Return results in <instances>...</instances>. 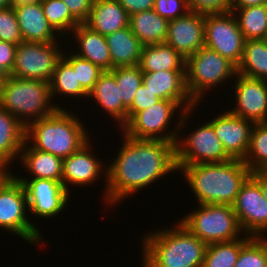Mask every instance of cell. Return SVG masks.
I'll return each mask as SVG.
<instances>
[{
	"label": "cell",
	"mask_w": 267,
	"mask_h": 267,
	"mask_svg": "<svg viewBox=\"0 0 267 267\" xmlns=\"http://www.w3.org/2000/svg\"><path fill=\"white\" fill-rule=\"evenodd\" d=\"M236 74L234 63L206 46L185 59L186 86L196 103H200L206 91Z\"/></svg>",
	"instance_id": "obj_8"
},
{
	"label": "cell",
	"mask_w": 267,
	"mask_h": 267,
	"mask_svg": "<svg viewBox=\"0 0 267 267\" xmlns=\"http://www.w3.org/2000/svg\"><path fill=\"white\" fill-rule=\"evenodd\" d=\"M11 0H0V9L10 7Z\"/></svg>",
	"instance_id": "obj_49"
},
{
	"label": "cell",
	"mask_w": 267,
	"mask_h": 267,
	"mask_svg": "<svg viewBox=\"0 0 267 267\" xmlns=\"http://www.w3.org/2000/svg\"><path fill=\"white\" fill-rule=\"evenodd\" d=\"M7 78L8 77H1L0 76V97L2 95V91H3V88H4V83H5V81H6Z\"/></svg>",
	"instance_id": "obj_50"
},
{
	"label": "cell",
	"mask_w": 267,
	"mask_h": 267,
	"mask_svg": "<svg viewBox=\"0 0 267 267\" xmlns=\"http://www.w3.org/2000/svg\"><path fill=\"white\" fill-rule=\"evenodd\" d=\"M190 11L202 14L231 12V0H188Z\"/></svg>",
	"instance_id": "obj_40"
},
{
	"label": "cell",
	"mask_w": 267,
	"mask_h": 267,
	"mask_svg": "<svg viewBox=\"0 0 267 267\" xmlns=\"http://www.w3.org/2000/svg\"><path fill=\"white\" fill-rule=\"evenodd\" d=\"M128 15L153 9L155 0H118Z\"/></svg>",
	"instance_id": "obj_44"
},
{
	"label": "cell",
	"mask_w": 267,
	"mask_h": 267,
	"mask_svg": "<svg viewBox=\"0 0 267 267\" xmlns=\"http://www.w3.org/2000/svg\"><path fill=\"white\" fill-rule=\"evenodd\" d=\"M62 57L72 66L73 70H76L77 82H80L81 87L89 93L104 71L75 53L71 52L68 56L63 53Z\"/></svg>",
	"instance_id": "obj_37"
},
{
	"label": "cell",
	"mask_w": 267,
	"mask_h": 267,
	"mask_svg": "<svg viewBox=\"0 0 267 267\" xmlns=\"http://www.w3.org/2000/svg\"><path fill=\"white\" fill-rule=\"evenodd\" d=\"M234 267H267V238L252 237L240 249Z\"/></svg>",
	"instance_id": "obj_36"
},
{
	"label": "cell",
	"mask_w": 267,
	"mask_h": 267,
	"mask_svg": "<svg viewBox=\"0 0 267 267\" xmlns=\"http://www.w3.org/2000/svg\"><path fill=\"white\" fill-rule=\"evenodd\" d=\"M26 127L0 105V159L9 166L20 157Z\"/></svg>",
	"instance_id": "obj_26"
},
{
	"label": "cell",
	"mask_w": 267,
	"mask_h": 267,
	"mask_svg": "<svg viewBox=\"0 0 267 267\" xmlns=\"http://www.w3.org/2000/svg\"><path fill=\"white\" fill-rule=\"evenodd\" d=\"M17 45L0 40V76L9 77L15 62Z\"/></svg>",
	"instance_id": "obj_42"
},
{
	"label": "cell",
	"mask_w": 267,
	"mask_h": 267,
	"mask_svg": "<svg viewBox=\"0 0 267 267\" xmlns=\"http://www.w3.org/2000/svg\"><path fill=\"white\" fill-rule=\"evenodd\" d=\"M51 99L49 82L9 76L4 83L0 105L26 127L30 122L63 109Z\"/></svg>",
	"instance_id": "obj_5"
},
{
	"label": "cell",
	"mask_w": 267,
	"mask_h": 267,
	"mask_svg": "<svg viewBox=\"0 0 267 267\" xmlns=\"http://www.w3.org/2000/svg\"><path fill=\"white\" fill-rule=\"evenodd\" d=\"M251 238L246 235L233 241L207 244L202 267H234L240 249Z\"/></svg>",
	"instance_id": "obj_31"
},
{
	"label": "cell",
	"mask_w": 267,
	"mask_h": 267,
	"mask_svg": "<svg viewBox=\"0 0 267 267\" xmlns=\"http://www.w3.org/2000/svg\"><path fill=\"white\" fill-rule=\"evenodd\" d=\"M70 13L80 22L84 23L91 12L94 0H62Z\"/></svg>",
	"instance_id": "obj_43"
},
{
	"label": "cell",
	"mask_w": 267,
	"mask_h": 267,
	"mask_svg": "<svg viewBox=\"0 0 267 267\" xmlns=\"http://www.w3.org/2000/svg\"><path fill=\"white\" fill-rule=\"evenodd\" d=\"M88 97L108 112L111 118L118 121L121 127L127 122V107L123 104L120 89L115 76L110 71H104L98 78Z\"/></svg>",
	"instance_id": "obj_22"
},
{
	"label": "cell",
	"mask_w": 267,
	"mask_h": 267,
	"mask_svg": "<svg viewBox=\"0 0 267 267\" xmlns=\"http://www.w3.org/2000/svg\"><path fill=\"white\" fill-rule=\"evenodd\" d=\"M236 77V106L229 112L253 123L267 122V80L250 78L239 73Z\"/></svg>",
	"instance_id": "obj_15"
},
{
	"label": "cell",
	"mask_w": 267,
	"mask_h": 267,
	"mask_svg": "<svg viewBox=\"0 0 267 267\" xmlns=\"http://www.w3.org/2000/svg\"><path fill=\"white\" fill-rule=\"evenodd\" d=\"M231 12H233L245 40L266 39L267 4L245 8H231Z\"/></svg>",
	"instance_id": "obj_30"
},
{
	"label": "cell",
	"mask_w": 267,
	"mask_h": 267,
	"mask_svg": "<svg viewBox=\"0 0 267 267\" xmlns=\"http://www.w3.org/2000/svg\"><path fill=\"white\" fill-rule=\"evenodd\" d=\"M24 42H57L56 31L44 16L41 3L14 8Z\"/></svg>",
	"instance_id": "obj_20"
},
{
	"label": "cell",
	"mask_w": 267,
	"mask_h": 267,
	"mask_svg": "<svg viewBox=\"0 0 267 267\" xmlns=\"http://www.w3.org/2000/svg\"><path fill=\"white\" fill-rule=\"evenodd\" d=\"M138 66L142 72L185 71V59L164 42L144 45Z\"/></svg>",
	"instance_id": "obj_27"
},
{
	"label": "cell",
	"mask_w": 267,
	"mask_h": 267,
	"mask_svg": "<svg viewBox=\"0 0 267 267\" xmlns=\"http://www.w3.org/2000/svg\"><path fill=\"white\" fill-rule=\"evenodd\" d=\"M129 27L143 45L159 44L166 40L168 20L151 9L130 15Z\"/></svg>",
	"instance_id": "obj_28"
},
{
	"label": "cell",
	"mask_w": 267,
	"mask_h": 267,
	"mask_svg": "<svg viewBox=\"0 0 267 267\" xmlns=\"http://www.w3.org/2000/svg\"><path fill=\"white\" fill-rule=\"evenodd\" d=\"M51 98L60 94L64 96L88 97V93L81 87L80 82H77L76 70L62 57L53 72L49 82Z\"/></svg>",
	"instance_id": "obj_32"
},
{
	"label": "cell",
	"mask_w": 267,
	"mask_h": 267,
	"mask_svg": "<svg viewBox=\"0 0 267 267\" xmlns=\"http://www.w3.org/2000/svg\"><path fill=\"white\" fill-rule=\"evenodd\" d=\"M175 224L143 237V260L150 267H202L207 244L179 221Z\"/></svg>",
	"instance_id": "obj_3"
},
{
	"label": "cell",
	"mask_w": 267,
	"mask_h": 267,
	"mask_svg": "<svg viewBox=\"0 0 267 267\" xmlns=\"http://www.w3.org/2000/svg\"><path fill=\"white\" fill-rule=\"evenodd\" d=\"M251 177L259 184L263 196L267 200V170H256L251 172Z\"/></svg>",
	"instance_id": "obj_45"
},
{
	"label": "cell",
	"mask_w": 267,
	"mask_h": 267,
	"mask_svg": "<svg viewBox=\"0 0 267 267\" xmlns=\"http://www.w3.org/2000/svg\"><path fill=\"white\" fill-rule=\"evenodd\" d=\"M105 38L110 51L112 69L139 64L144 45L131 32L129 26L113 32Z\"/></svg>",
	"instance_id": "obj_25"
},
{
	"label": "cell",
	"mask_w": 267,
	"mask_h": 267,
	"mask_svg": "<svg viewBox=\"0 0 267 267\" xmlns=\"http://www.w3.org/2000/svg\"><path fill=\"white\" fill-rule=\"evenodd\" d=\"M205 46L236 66L240 64L245 38L233 12L204 14Z\"/></svg>",
	"instance_id": "obj_12"
},
{
	"label": "cell",
	"mask_w": 267,
	"mask_h": 267,
	"mask_svg": "<svg viewBox=\"0 0 267 267\" xmlns=\"http://www.w3.org/2000/svg\"><path fill=\"white\" fill-rule=\"evenodd\" d=\"M80 49L75 52L79 57L89 60L103 71L112 70L110 51L105 36L93 31L84 23L72 30Z\"/></svg>",
	"instance_id": "obj_23"
},
{
	"label": "cell",
	"mask_w": 267,
	"mask_h": 267,
	"mask_svg": "<svg viewBox=\"0 0 267 267\" xmlns=\"http://www.w3.org/2000/svg\"><path fill=\"white\" fill-rule=\"evenodd\" d=\"M161 100L153 92H151L143 83L139 86L135 92L131 106L127 109V121L139 111L145 110L156 104Z\"/></svg>",
	"instance_id": "obj_41"
},
{
	"label": "cell",
	"mask_w": 267,
	"mask_h": 267,
	"mask_svg": "<svg viewBox=\"0 0 267 267\" xmlns=\"http://www.w3.org/2000/svg\"><path fill=\"white\" fill-rule=\"evenodd\" d=\"M142 261H143L142 267H150L144 260H142Z\"/></svg>",
	"instance_id": "obj_52"
},
{
	"label": "cell",
	"mask_w": 267,
	"mask_h": 267,
	"mask_svg": "<svg viewBox=\"0 0 267 267\" xmlns=\"http://www.w3.org/2000/svg\"><path fill=\"white\" fill-rule=\"evenodd\" d=\"M267 4V0H231L232 8H245L248 6H261Z\"/></svg>",
	"instance_id": "obj_46"
},
{
	"label": "cell",
	"mask_w": 267,
	"mask_h": 267,
	"mask_svg": "<svg viewBox=\"0 0 267 267\" xmlns=\"http://www.w3.org/2000/svg\"><path fill=\"white\" fill-rule=\"evenodd\" d=\"M90 29L107 36L129 26V15L118 0H94L88 19Z\"/></svg>",
	"instance_id": "obj_21"
},
{
	"label": "cell",
	"mask_w": 267,
	"mask_h": 267,
	"mask_svg": "<svg viewBox=\"0 0 267 267\" xmlns=\"http://www.w3.org/2000/svg\"><path fill=\"white\" fill-rule=\"evenodd\" d=\"M243 162L251 172L267 170V122L254 123Z\"/></svg>",
	"instance_id": "obj_33"
},
{
	"label": "cell",
	"mask_w": 267,
	"mask_h": 267,
	"mask_svg": "<svg viewBox=\"0 0 267 267\" xmlns=\"http://www.w3.org/2000/svg\"><path fill=\"white\" fill-rule=\"evenodd\" d=\"M237 73L250 78L267 80V39L245 40Z\"/></svg>",
	"instance_id": "obj_29"
},
{
	"label": "cell",
	"mask_w": 267,
	"mask_h": 267,
	"mask_svg": "<svg viewBox=\"0 0 267 267\" xmlns=\"http://www.w3.org/2000/svg\"><path fill=\"white\" fill-rule=\"evenodd\" d=\"M165 43L184 59L205 46L204 14L188 11L180 18L168 21Z\"/></svg>",
	"instance_id": "obj_16"
},
{
	"label": "cell",
	"mask_w": 267,
	"mask_h": 267,
	"mask_svg": "<svg viewBox=\"0 0 267 267\" xmlns=\"http://www.w3.org/2000/svg\"><path fill=\"white\" fill-rule=\"evenodd\" d=\"M0 40L15 45L23 42L15 11L11 7L0 9Z\"/></svg>",
	"instance_id": "obj_38"
},
{
	"label": "cell",
	"mask_w": 267,
	"mask_h": 267,
	"mask_svg": "<svg viewBox=\"0 0 267 267\" xmlns=\"http://www.w3.org/2000/svg\"><path fill=\"white\" fill-rule=\"evenodd\" d=\"M58 46V42H21L16 47L15 62L10 76L50 82L64 52L60 51Z\"/></svg>",
	"instance_id": "obj_11"
},
{
	"label": "cell",
	"mask_w": 267,
	"mask_h": 267,
	"mask_svg": "<svg viewBox=\"0 0 267 267\" xmlns=\"http://www.w3.org/2000/svg\"><path fill=\"white\" fill-rule=\"evenodd\" d=\"M41 6L44 16L59 37H62L61 34L67 35V32L70 34V31L72 33V30L80 24L62 0H42Z\"/></svg>",
	"instance_id": "obj_34"
},
{
	"label": "cell",
	"mask_w": 267,
	"mask_h": 267,
	"mask_svg": "<svg viewBox=\"0 0 267 267\" xmlns=\"http://www.w3.org/2000/svg\"><path fill=\"white\" fill-rule=\"evenodd\" d=\"M27 194L28 210L39 218H51L67 208L69 192L62 182L50 179H30L15 176Z\"/></svg>",
	"instance_id": "obj_14"
},
{
	"label": "cell",
	"mask_w": 267,
	"mask_h": 267,
	"mask_svg": "<svg viewBox=\"0 0 267 267\" xmlns=\"http://www.w3.org/2000/svg\"><path fill=\"white\" fill-rule=\"evenodd\" d=\"M180 136H178L175 144L177 167L192 164L224 163L232 159L224 150L209 120L188 134L187 138L186 135L185 139Z\"/></svg>",
	"instance_id": "obj_10"
},
{
	"label": "cell",
	"mask_w": 267,
	"mask_h": 267,
	"mask_svg": "<svg viewBox=\"0 0 267 267\" xmlns=\"http://www.w3.org/2000/svg\"><path fill=\"white\" fill-rule=\"evenodd\" d=\"M177 170L186 177L198 205H233L242 185L251 176V170L240 159L224 163L192 164L177 167Z\"/></svg>",
	"instance_id": "obj_2"
},
{
	"label": "cell",
	"mask_w": 267,
	"mask_h": 267,
	"mask_svg": "<svg viewBox=\"0 0 267 267\" xmlns=\"http://www.w3.org/2000/svg\"><path fill=\"white\" fill-rule=\"evenodd\" d=\"M41 2L42 0H11L10 7L14 9L23 5H32Z\"/></svg>",
	"instance_id": "obj_48"
},
{
	"label": "cell",
	"mask_w": 267,
	"mask_h": 267,
	"mask_svg": "<svg viewBox=\"0 0 267 267\" xmlns=\"http://www.w3.org/2000/svg\"><path fill=\"white\" fill-rule=\"evenodd\" d=\"M197 209L178 221L201 241L210 244L241 238L242 230L232 205L199 204Z\"/></svg>",
	"instance_id": "obj_7"
},
{
	"label": "cell",
	"mask_w": 267,
	"mask_h": 267,
	"mask_svg": "<svg viewBox=\"0 0 267 267\" xmlns=\"http://www.w3.org/2000/svg\"><path fill=\"white\" fill-rule=\"evenodd\" d=\"M142 83L161 100L175 101L185 111L199 104L187 90L185 71L143 72Z\"/></svg>",
	"instance_id": "obj_18"
},
{
	"label": "cell",
	"mask_w": 267,
	"mask_h": 267,
	"mask_svg": "<svg viewBox=\"0 0 267 267\" xmlns=\"http://www.w3.org/2000/svg\"><path fill=\"white\" fill-rule=\"evenodd\" d=\"M27 194L24 185L13 175L0 189V228L28 243L40 244L41 233L26 215Z\"/></svg>",
	"instance_id": "obj_9"
},
{
	"label": "cell",
	"mask_w": 267,
	"mask_h": 267,
	"mask_svg": "<svg viewBox=\"0 0 267 267\" xmlns=\"http://www.w3.org/2000/svg\"><path fill=\"white\" fill-rule=\"evenodd\" d=\"M90 144L88 141L79 150L63 159L62 184L68 192L69 185L83 186L92 184L101 177L102 173L104 174V169L107 170V166L105 168L99 158L90 153L92 152L91 150H94L91 149Z\"/></svg>",
	"instance_id": "obj_19"
},
{
	"label": "cell",
	"mask_w": 267,
	"mask_h": 267,
	"mask_svg": "<svg viewBox=\"0 0 267 267\" xmlns=\"http://www.w3.org/2000/svg\"><path fill=\"white\" fill-rule=\"evenodd\" d=\"M110 72L116 78L123 104L129 108L142 83L143 72L138 65L115 67Z\"/></svg>",
	"instance_id": "obj_35"
},
{
	"label": "cell",
	"mask_w": 267,
	"mask_h": 267,
	"mask_svg": "<svg viewBox=\"0 0 267 267\" xmlns=\"http://www.w3.org/2000/svg\"><path fill=\"white\" fill-rule=\"evenodd\" d=\"M71 112L57 109L45 118L30 122L26 126L25 141H32L30 146L34 149L62 159L70 156L91 141L83 123Z\"/></svg>",
	"instance_id": "obj_4"
},
{
	"label": "cell",
	"mask_w": 267,
	"mask_h": 267,
	"mask_svg": "<svg viewBox=\"0 0 267 267\" xmlns=\"http://www.w3.org/2000/svg\"><path fill=\"white\" fill-rule=\"evenodd\" d=\"M12 176L13 174H11L10 168L4 167L0 169V189Z\"/></svg>",
	"instance_id": "obj_47"
},
{
	"label": "cell",
	"mask_w": 267,
	"mask_h": 267,
	"mask_svg": "<svg viewBox=\"0 0 267 267\" xmlns=\"http://www.w3.org/2000/svg\"><path fill=\"white\" fill-rule=\"evenodd\" d=\"M153 9L157 14L168 21L180 18L190 11L188 8V0H155Z\"/></svg>",
	"instance_id": "obj_39"
},
{
	"label": "cell",
	"mask_w": 267,
	"mask_h": 267,
	"mask_svg": "<svg viewBox=\"0 0 267 267\" xmlns=\"http://www.w3.org/2000/svg\"><path fill=\"white\" fill-rule=\"evenodd\" d=\"M181 108V114L176 122V128L168 129L169 124L172 122V117L175 112ZM183 110L182 107L175 101L171 100H159L151 107L135 113L122 127L126 136L135 139H150V140H163L176 144L177 138L181 133V130L186 128V119H189L192 111ZM190 114V115H188ZM169 133L167 132V130ZM179 130V131H178ZM166 131V133H165Z\"/></svg>",
	"instance_id": "obj_6"
},
{
	"label": "cell",
	"mask_w": 267,
	"mask_h": 267,
	"mask_svg": "<svg viewBox=\"0 0 267 267\" xmlns=\"http://www.w3.org/2000/svg\"><path fill=\"white\" fill-rule=\"evenodd\" d=\"M4 167H10V166H7V165L0 159V169H1V168H4Z\"/></svg>",
	"instance_id": "obj_51"
},
{
	"label": "cell",
	"mask_w": 267,
	"mask_h": 267,
	"mask_svg": "<svg viewBox=\"0 0 267 267\" xmlns=\"http://www.w3.org/2000/svg\"><path fill=\"white\" fill-rule=\"evenodd\" d=\"M232 206L245 236L265 237L267 200L259 184L251 176L242 185Z\"/></svg>",
	"instance_id": "obj_13"
},
{
	"label": "cell",
	"mask_w": 267,
	"mask_h": 267,
	"mask_svg": "<svg viewBox=\"0 0 267 267\" xmlns=\"http://www.w3.org/2000/svg\"><path fill=\"white\" fill-rule=\"evenodd\" d=\"M21 159V160H20ZM31 179H50L62 182L63 159L48 152L34 149L29 142L24 143L19 157Z\"/></svg>",
	"instance_id": "obj_24"
},
{
	"label": "cell",
	"mask_w": 267,
	"mask_h": 267,
	"mask_svg": "<svg viewBox=\"0 0 267 267\" xmlns=\"http://www.w3.org/2000/svg\"><path fill=\"white\" fill-rule=\"evenodd\" d=\"M117 157L105 172L108 206L177 170L175 144L163 140L135 139L125 134Z\"/></svg>",
	"instance_id": "obj_1"
},
{
	"label": "cell",
	"mask_w": 267,
	"mask_h": 267,
	"mask_svg": "<svg viewBox=\"0 0 267 267\" xmlns=\"http://www.w3.org/2000/svg\"><path fill=\"white\" fill-rule=\"evenodd\" d=\"M224 150L232 159L243 160L249 148L254 123L242 117L224 112L209 121Z\"/></svg>",
	"instance_id": "obj_17"
}]
</instances>
